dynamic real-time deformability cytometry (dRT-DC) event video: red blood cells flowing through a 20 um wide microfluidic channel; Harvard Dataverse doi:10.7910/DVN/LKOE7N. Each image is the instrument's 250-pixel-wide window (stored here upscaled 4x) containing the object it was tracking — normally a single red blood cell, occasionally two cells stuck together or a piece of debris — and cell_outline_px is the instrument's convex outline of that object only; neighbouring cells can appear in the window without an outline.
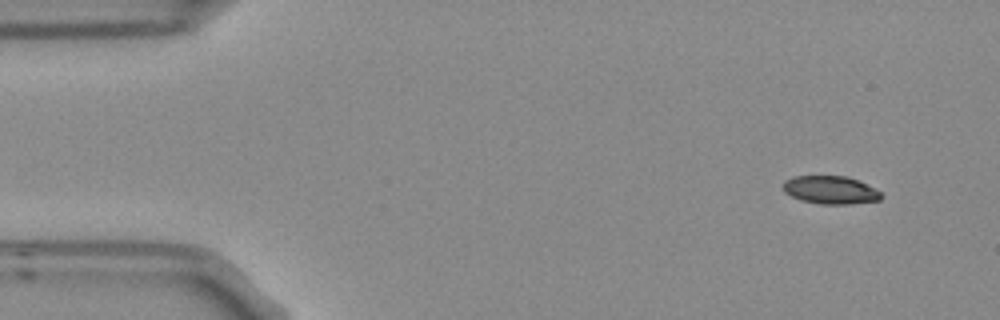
{"species": "Egyptian fruit bat (a non-hibernating species)", "species_latin": "Rousettus aegyptiacus", "temperature_condition": "room temperature", "stored_images_in_passage": 4, "camera_frame_rate_fps": 3000, "um_per_image_px": 0.085, "frame": {"image": 1, "passage_image": 1, "time_ms": 0.0, "image_size_px": [1000, 320], "cell_outline_px": [[884, 196], [880, 200], [848, 204], [820, 204], [800, 200], [784, 192], [784, 180], [792, 176], [848, 176], [880, 192]], "centroid_in_image_um": [70.56, 16.15], "position_along_channel_um": 14.4, "area_um2": 15.9}}
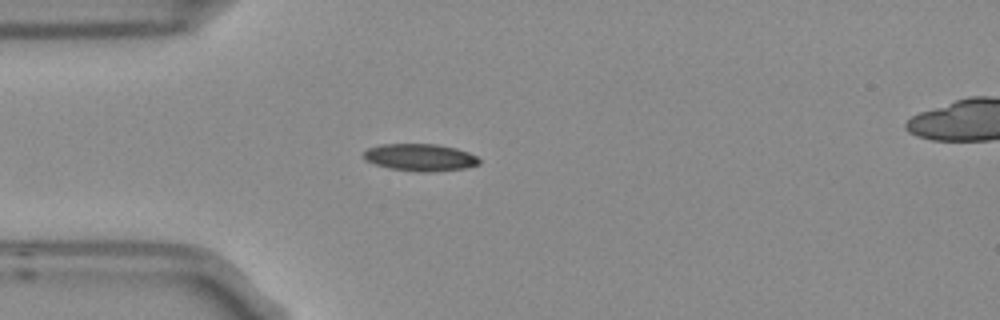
{"frame": {"image": 2, "passage_image": 3, "time_ms": 0.667, "image_size_px": [1000, 320], "cell_outline_px": [[480, 164], [468, 168], [432, 172], [420, 172], [388, 168], [364, 160], [364, 152], [368, 148], [380, 144], [436, 144], [456, 148], [468, 152], [476, 156], [480, 160]], "centroid_in_image_um": [35.73, 13.38], "position_along_channel_um": 49.3, "area_um2": 18.44}}